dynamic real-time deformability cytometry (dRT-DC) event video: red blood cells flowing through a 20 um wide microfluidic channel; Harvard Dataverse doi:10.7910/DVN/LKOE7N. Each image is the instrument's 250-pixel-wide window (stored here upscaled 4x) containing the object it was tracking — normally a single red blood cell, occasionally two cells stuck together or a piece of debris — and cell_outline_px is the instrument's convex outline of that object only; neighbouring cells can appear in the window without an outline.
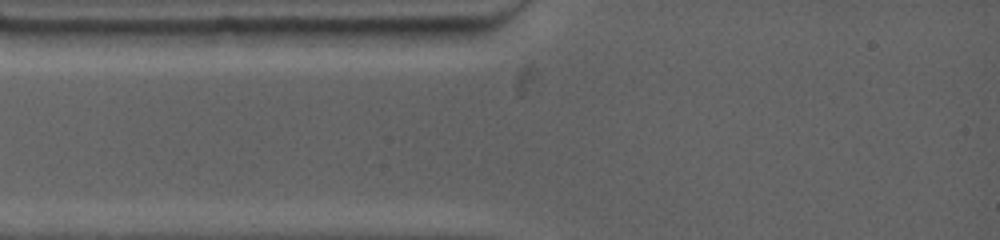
{"species": "common noctule bat (a hibernating species)", "species_latin": "Nyctalus noctula", "temperature_condition": "warm", "stored_images_in_passage": 1, "camera_frame_rate_fps": 4500, "um_per_image_px": 0.085, "animal": {"sex": "female", "body_mass_g": 19.0, "forearm_length_mm": 53.3}, "frame": {"image": 1, "passage_image": 1, "time_ms": 0.0, "image_size_px": [1000, 240], "cell_outline_px": [[484, 32], [476, 36], [456, 44], [404, 48], [352, 44], [328, 28], [472, 28]], "centroid_in_image_um": [34.52, 3.09], "position_along_channel_um": 50.5, "area_um2": 16.82}}